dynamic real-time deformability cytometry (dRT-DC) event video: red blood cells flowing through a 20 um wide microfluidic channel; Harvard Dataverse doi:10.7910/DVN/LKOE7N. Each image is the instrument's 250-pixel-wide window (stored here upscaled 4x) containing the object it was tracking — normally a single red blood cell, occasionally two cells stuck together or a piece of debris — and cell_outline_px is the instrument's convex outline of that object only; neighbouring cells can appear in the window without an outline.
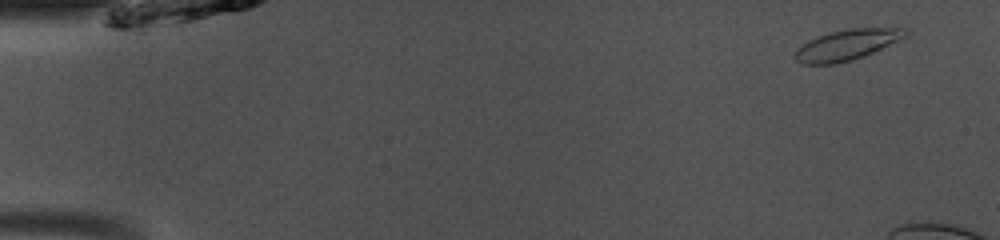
{"species": "common noctule bat (a hibernating species)", "species_latin": "Nyctalus noctula", "temperature_condition": "room temperature", "stored_images_in_passage": 12, "camera_frame_rate_fps": 3000, "um_per_image_px": 0.085, "animal": {"sex": "male", "body_mass_g": 13.0, "forearm_length_mm": 53.1}, "frame": {"image": 1, "passage_image": 1, "time_ms": 0.0, "image_size_px": [1000, 240], "cell_outline_px": [[912, 32], [908, 36], [864, 56], [852, 60], [836, 64], [804, 64], [796, 60], [792, 56], [796, 48], [808, 40], [832, 32], [848, 28], [908, 28]], "centroid_in_image_um": [72.01, 3.81], "position_along_channel_um": 13.0, "area_um2": 19.83}}